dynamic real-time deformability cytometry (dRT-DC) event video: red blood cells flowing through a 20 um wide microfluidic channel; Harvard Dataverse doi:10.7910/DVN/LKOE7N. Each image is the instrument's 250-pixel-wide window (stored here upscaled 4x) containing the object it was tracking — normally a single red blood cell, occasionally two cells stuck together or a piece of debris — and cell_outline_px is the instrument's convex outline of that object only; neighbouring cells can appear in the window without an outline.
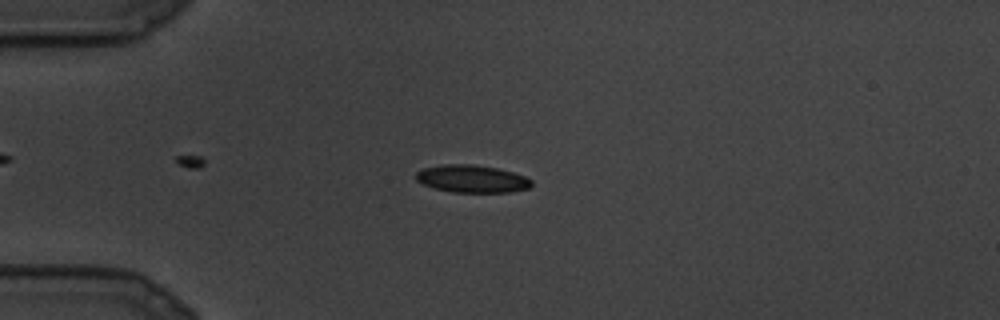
{"species": "common noctule bat (a hibernating species)", "species_latin": "Nyctalus noctula", "temperature_condition": "cold", "stored_images_in_passage": 26, "camera_frame_rate_fps": 3000, "um_per_image_px": 0.085, "animal": {"sex": "male", "body_mass_g": 19.5, "forearm_length_mm": 54.6}, "frame": {"image": 1, "passage_image": 6, "time_ms": 1.667, "image_size_px": [1000, 320], "cell_outline_px": [[532, 184], [528, 188], [512, 192], [452, 192], [420, 184], [416, 180], [416, 172], [424, 168], [440, 164], [472, 164], [496, 168], [512, 172], [524, 176], [532, 180]], "centroid_in_image_um": [40.09, 15.19], "position_along_channel_um": 44.9, "area_um2": 18.55}}
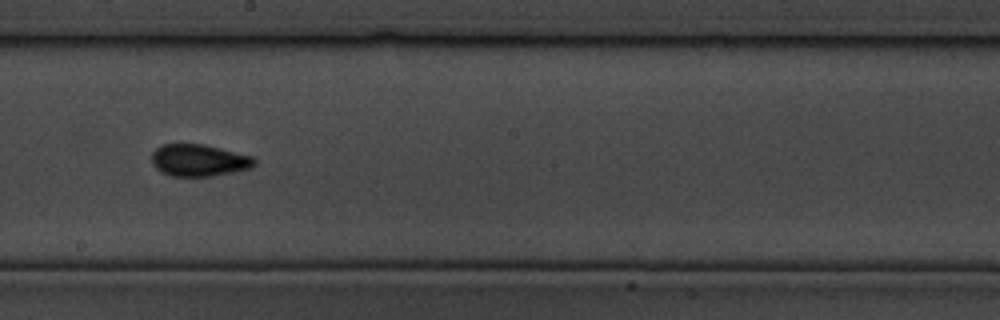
{"frame": {"image": 2, "passage_image": 15, "time_ms": 4.667, "image_size_px": [1000, 320], "cell_outline_px": [[256, 164], [252, 168], [212, 176], [168, 176], [160, 172], [152, 164], [152, 152], [160, 144], [204, 144], [252, 156], [256, 160]], "centroid_in_image_um": [16.89, 13.63], "position_along_channel_um": 231.3, "area_um2": 19.31}}
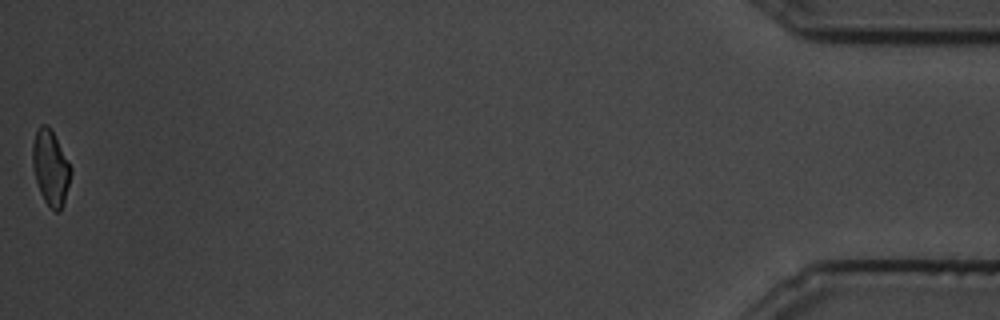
{"frame": {"image": 3, "passage_image": 26, "time_ms": 8.333, "image_size_px": [1000, 320], "cell_outline_px": [[72, 172], [64, 200], [60, 212], [56, 212], [44, 200], [40, 192], [36, 180], [32, 164], [32, 144], [36, 132], [40, 124], [48, 124], [72, 168]], "centroid_in_image_um": [4.29, 14.24], "position_along_channel_um": 430.9, "area_um2": 16.53}}